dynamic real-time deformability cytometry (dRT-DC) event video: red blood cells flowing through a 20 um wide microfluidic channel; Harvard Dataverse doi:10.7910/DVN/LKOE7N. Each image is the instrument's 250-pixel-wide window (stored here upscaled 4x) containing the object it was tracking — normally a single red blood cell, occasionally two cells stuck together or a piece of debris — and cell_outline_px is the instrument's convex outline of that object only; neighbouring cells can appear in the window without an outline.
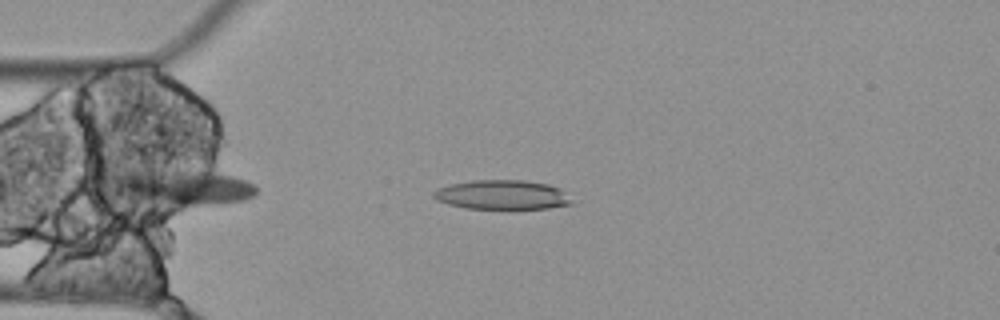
{"species": "Egyptian fruit bat (a non-hibernating species)", "species_latin": "Rousettus aegyptiacus", "temperature_condition": "cold", "stored_images_in_passage": 9, "camera_frame_rate_fps": 3000, "um_per_image_px": 0.085, "animal": {"sex": "female"}, "frame": {"image": 1, "passage_image": 3, "time_ms": 0.667, "image_size_px": [1000, 320], "cell_outline_px": [[572, 204], [548, 208], [464, 208], [448, 204], [436, 200], [432, 196], [432, 192], [436, 188], [448, 184], [472, 180], [524, 180], [548, 184], [560, 188], [572, 200]], "centroid_in_image_um": [42.63, 16.54], "position_along_channel_um": 42.4, "area_um2": 23.7}}
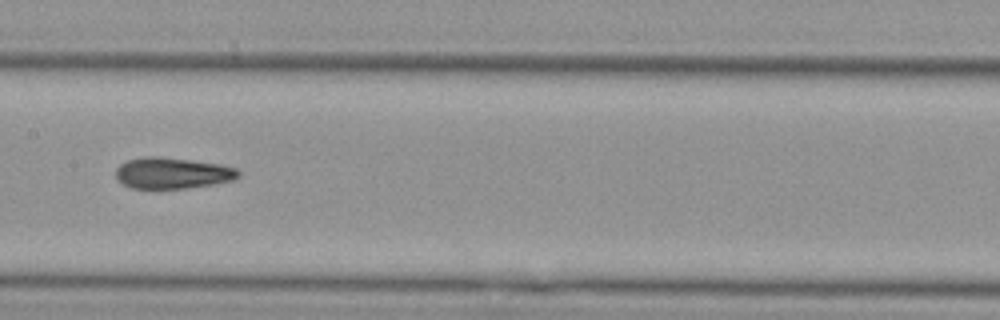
{"frame": {"image": 2, "passage_image": 7, "time_ms": 2.0, "image_size_px": [1000, 320], "cell_outline_px": [[240, 176], [232, 180], [212, 184], [188, 188], [132, 188], [116, 180], [116, 168], [120, 164], [128, 160], [144, 156], [160, 156], [220, 164], [236, 168], [240, 172]], "centroid_in_image_um": [14.63, 14.7], "position_along_channel_um": 192.8, "area_um2": 22.25}}
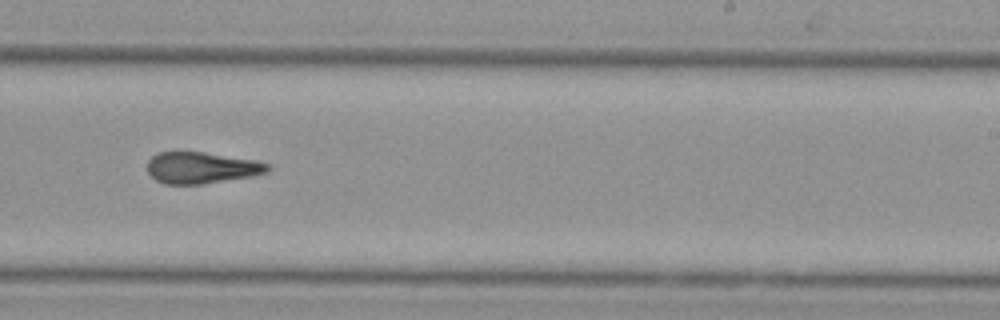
{"frame": {"image": 3, "passage_image": 9, "time_ms": 2.667, "image_size_px": [1000, 320], "cell_outline_px": [[272, 168], [268, 172], [252, 176], [204, 184], [164, 184], [156, 180], [148, 172], [148, 160], [156, 152], [204, 152], [256, 160], [268, 164]], "centroid_in_image_um": [17.14, 14.26], "position_along_channel_um": 271.9, "area_um2": 22.14}}